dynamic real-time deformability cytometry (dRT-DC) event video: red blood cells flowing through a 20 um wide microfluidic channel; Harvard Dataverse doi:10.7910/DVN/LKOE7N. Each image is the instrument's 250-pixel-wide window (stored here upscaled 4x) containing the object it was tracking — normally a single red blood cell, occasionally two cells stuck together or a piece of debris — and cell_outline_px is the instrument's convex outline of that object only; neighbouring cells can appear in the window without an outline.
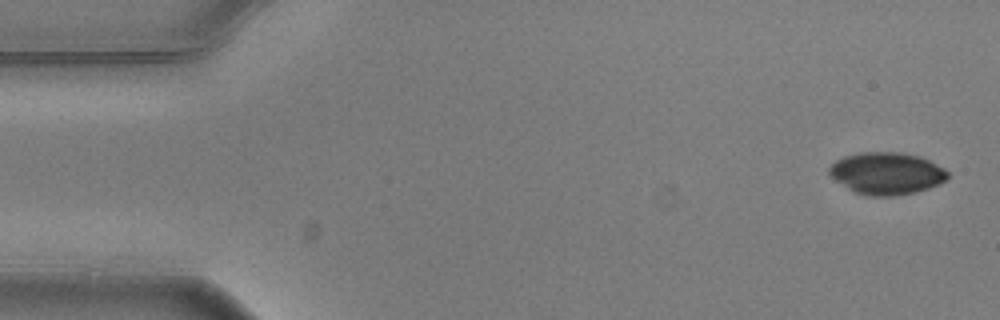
{"species": "common noctule bat (a hibernating species)", "species_latin": "Nyctalus noctula", "temperature_condition": "warm", "stored_images_in_passage": 6, "camera_frame_rate_fps": 3000, "um_per_image_px": 0.085, "animal": {"sex": "male", "body_mass_g": 20.5, "forearm_length_mm": 52.5}, "frame": {"image": 1, "passage_image": 1, "time_ms": 0.0, "image_size_px": [1000, 320], "cell_outline_px": [[948, 180], [940, 184], [916, 192], [896, 196], [868, 196], [852, 192], [836, 180], [828, 172], [828, 168], [836, 160], [844, 156], [860, 152], [900, 152], [920, 156], [944, 168], [948, 172]], "centroid_in_image_um": [75.37, 14.74], "position_along_channel_um": 9.6, "area_um2": 29.3}}